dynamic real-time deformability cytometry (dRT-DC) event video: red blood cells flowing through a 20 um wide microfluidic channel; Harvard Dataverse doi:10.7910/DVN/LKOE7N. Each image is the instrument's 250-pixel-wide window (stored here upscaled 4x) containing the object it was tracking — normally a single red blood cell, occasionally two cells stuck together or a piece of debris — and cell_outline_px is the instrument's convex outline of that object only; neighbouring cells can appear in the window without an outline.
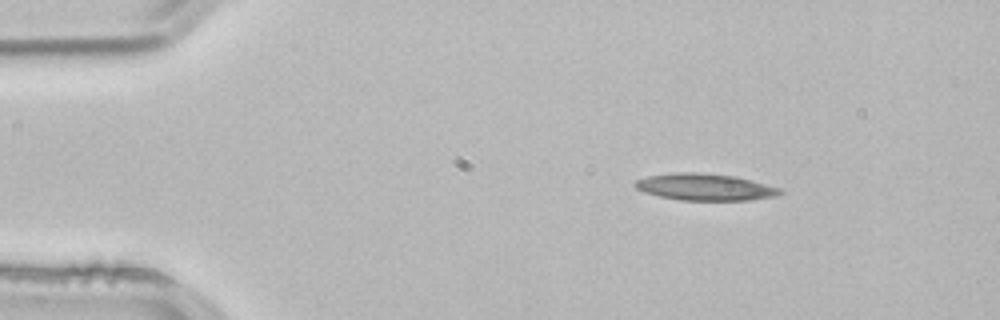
{"species": "common noctule bat (a hibernating species)", "species_latin": "Nyctalus noctula", "temperature_condition": "room temperature", "stored_images_in_passage": 3, "camera_frame_rate_fps": 3000, "um_per_image_px": 0.085, "animal": {"sex": "male", "body_mass_g": 21.5, "forearm_length_mm": 52.0}, "frame": {"image": 1, "passage_image": 1, "time_ms": 0.0, "image_size_px": [1000, 320], "cell_outline_px": [[784, 192], [776, 196], [752, 200], [680, 200], [660, 196], [644, 192], [636, 188], [632, 184], [636, 180], [648, 176], [672, 172], [700, 172], [736, 176], [784, 188]], "centroid_in_image_um": [59.97, 15.89], "position_along_channel_um": 25.0, "area_um2": 22.95}}
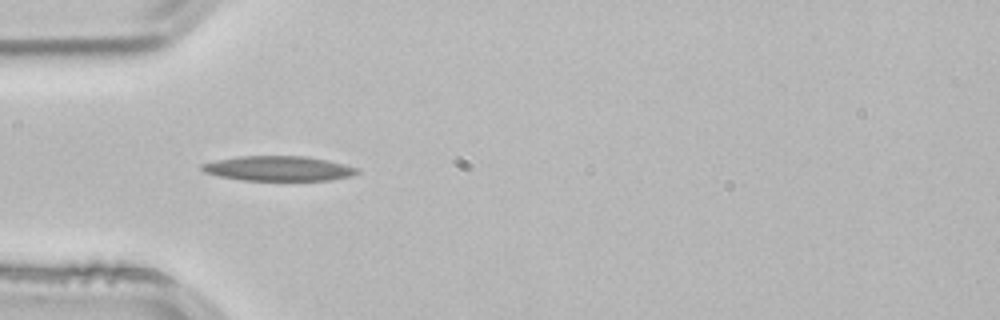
{"frame": {"image": 2, "passage_image": 3, "time_ms": 0.667, "image_size_px": [1000, 320], "cell_outline_px": [[360, 172], [352, 176], [332, 180], [240, 180], [220, 176], [204, 172], [200, 168], [200, 164], [216, 160], [240, 156], [308, 156], [328, 160], [360, 168]], "centroid_in_image_um": [23.71, 14.32], "position_along_channel_um": 61.3, "area_um2": 22.66}}